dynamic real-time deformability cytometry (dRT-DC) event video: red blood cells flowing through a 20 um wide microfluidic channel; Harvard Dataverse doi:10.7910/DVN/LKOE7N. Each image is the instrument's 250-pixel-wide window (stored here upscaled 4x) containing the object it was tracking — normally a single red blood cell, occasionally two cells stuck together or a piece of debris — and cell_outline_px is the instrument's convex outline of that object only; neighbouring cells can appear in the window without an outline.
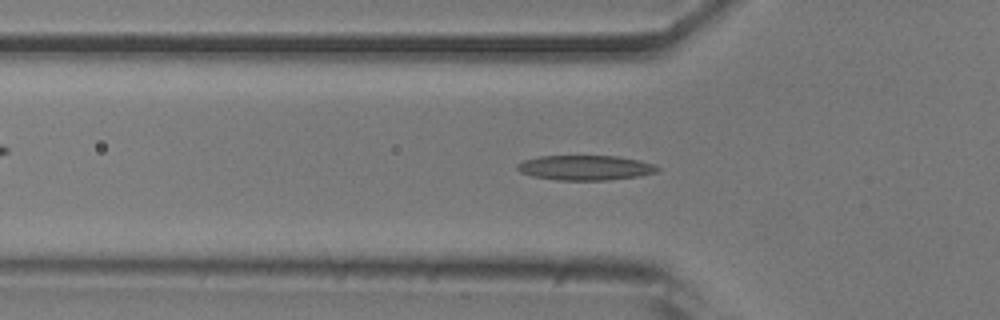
{"species": "common noctule bat (a hibernating species)", "species_latin": "Nyctalus noctula", "temperature_condition": "room temperature", "stored_images_in_passage": 45, "camera_frame_rate_fps": 3000, "um_per_image_px": 0.085, "animal": {"sex": "male", "body_mass_g": 20.5, "forearm_length_mm": 52.5}, "frame": {"image": 1, "passage_image": 16, "time_ms": 5.0, "image_size_px": [1000, 320], "cell_outline_px": [[660, 168], [656, 172], [640, 176], [608, 180], [556, 180], [532, 176], [520, 172], [516, 168], [516, 164], [524, 160], [540, 156], [616, 156], [640, 160], [656, 164]], "centroid_in_image_um": [49.76, 14.26], "position_along_channel_um": 76.0, "area_um2": 20.46}}
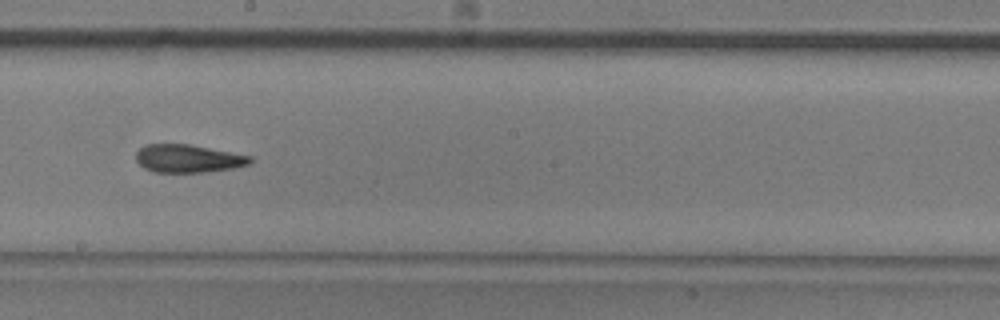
{"frame": {"image": 2, "passage_image": 28, "time_ms": 9.0, "image_size_px": [1000, 320], "cell_outline_px": [[252, 164], [232, 168], [204, 172], [156, 172], [144, 168], [136, 160], [136, 152], [144, 144], [188, 144], [252, 156]], "centroid_in_image_um": [15.99, 13.47], "position_along_channel_um": 232.2, "area_um2": 18.55}}
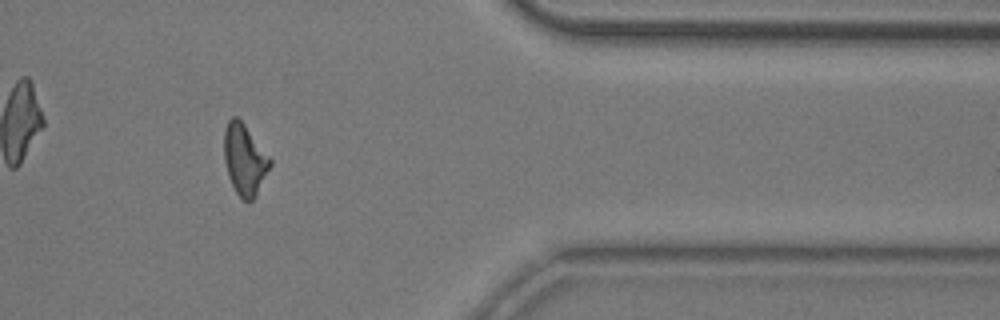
{"frame": {"image": 3, "passage_image": 42, "time_ms": 13.667, "image_size_px": [1000, 320], "cell_outline_px": [[272, 164], [256, 196], [248, 204], [236, 192], [228, 176], [224, 160], [224, 128], [228, 120], [232, 116], [236, 116], [244, 124], [272, 160]], "centroid_in_image_um": [20.78, 13.57], "position_along_channel_um": 390.6, "area_um2": 19.02}}